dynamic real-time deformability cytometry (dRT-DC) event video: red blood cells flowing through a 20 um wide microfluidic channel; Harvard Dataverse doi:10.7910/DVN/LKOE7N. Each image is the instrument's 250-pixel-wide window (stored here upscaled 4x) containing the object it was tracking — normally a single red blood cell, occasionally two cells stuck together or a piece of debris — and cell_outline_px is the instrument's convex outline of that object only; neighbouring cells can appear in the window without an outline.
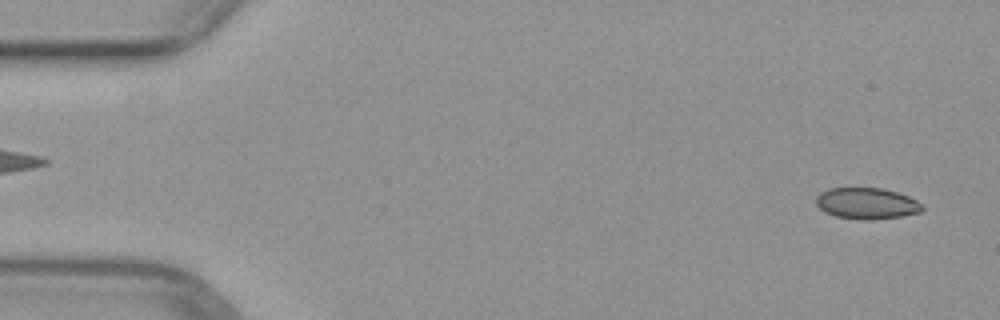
{"species": "common noctule bat (a hibernating species)", "species_latin": "Nyctalus noctula", "temperature_condition": "warm", "stored_images_in_passage": 50, "camera_frame_rate_fps": 3000, "um_per_image_px": 0.085, "animal": {"sex": "female", "body_mass_g": 29.2, "forearm_length_mm": 56.3}, "frame": {"image": 1, "passage_image": 2, "time_ms": 0.333, "image_size_px": [1000, 320], "cell_outline_px": [[924, 208], [920, 212], [900, 216], [872, 220], [860, 220], [836, 216], [824, 212], [816, 204], [816, 196], [820, 192], [828, 188], [884, 188], [908, 196], [916, 200]], "centroid_in_image_um": [73.64, 17.29], "position_along_channel_um": 11.4, "area_um2": 19.36}}
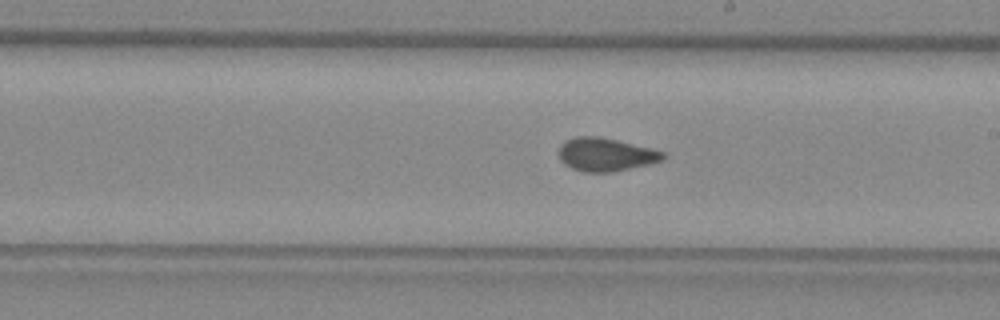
{"frame": {"image": 2, "passage_image": 28, "time_ms": 9.0, "image_size_px": [1000, 320], "cell_outline_px": [[668, 156], [664, 160], [648, 164], [612, 172], [584, 172], [572, 168], [564, 164], [560, 160], [560, 144], [576, 136], [600, 136], [652, 148], [664, 152]], "centroid_in_image_um": [51.52, 13.13], "position_along_channel_um": 237.5, "area_um2": 20.23}}
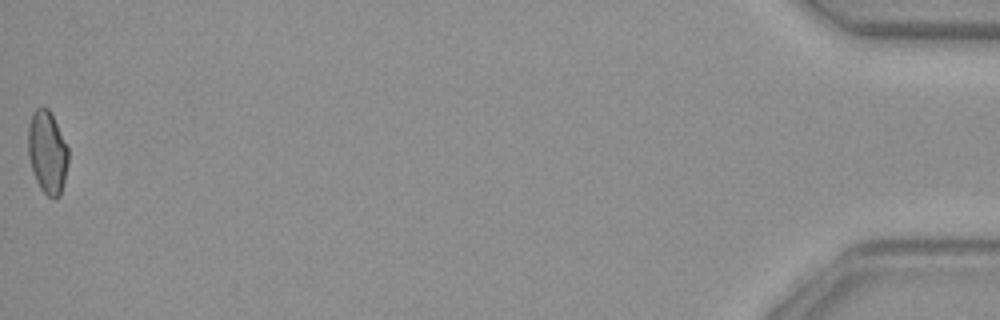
{"frame": {"image": 3, "passage_image": 50, "time_ms": 16.333, "image_size_px": [1000, 320], "cell_outline_px": [[68, 164], [60, 196], [56, 200], [48, 196], [40, 188], [36, 180], [28, 156], [28, 128], [32, 112], [36, 108], [48, 108], [68, 148]], "centroid_in_image_um": [4.02, 12.97], "position_along_channel_um": 431.2, "area_um2": 19.19}}